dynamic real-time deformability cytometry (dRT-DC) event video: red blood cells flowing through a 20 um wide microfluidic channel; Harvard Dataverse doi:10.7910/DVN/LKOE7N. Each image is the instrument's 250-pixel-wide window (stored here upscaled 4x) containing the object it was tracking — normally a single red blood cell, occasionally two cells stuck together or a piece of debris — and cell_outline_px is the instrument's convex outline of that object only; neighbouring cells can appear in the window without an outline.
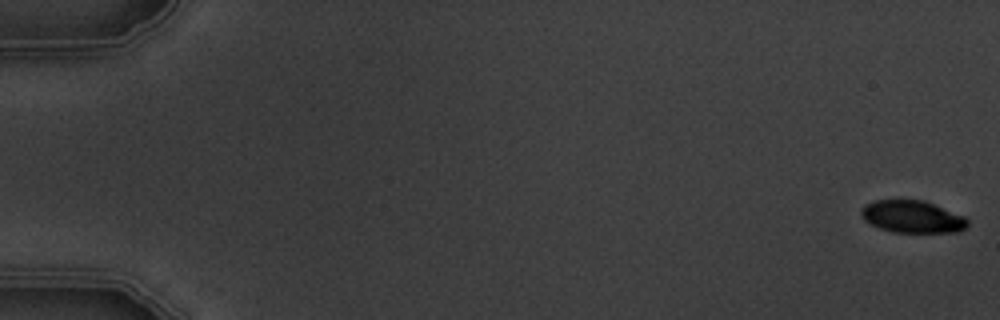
{"species": "common noctule bat (a hibernating species)", "species_latin": "Nyctalus noctula", "temperature_condition": "warm", "stored_images_in_passage": 6, "camera_frame_rate_fps": 3000, "um_per_image_px": 0.085, "animal": {"sex": "male", "body_mass_g": 19.5, "forearm_length_mm": 54.6}, "frame": {"image": 1, "passage_image": 1, "time_ms": 0.0, "image_size_px": [1000, 320], "cell_outline_px": [[968, 224], [960, 232], [892, 232], [880, 228], [864, 220], [860, 216], [860, 208], [864, 204], [876, 200], [924, 200], [964, 216], [968, 220]], "centroid_in_image_um": [77.52, 18.42], "position_along_channel_um": 7.5, "area_um2": 20.06}}